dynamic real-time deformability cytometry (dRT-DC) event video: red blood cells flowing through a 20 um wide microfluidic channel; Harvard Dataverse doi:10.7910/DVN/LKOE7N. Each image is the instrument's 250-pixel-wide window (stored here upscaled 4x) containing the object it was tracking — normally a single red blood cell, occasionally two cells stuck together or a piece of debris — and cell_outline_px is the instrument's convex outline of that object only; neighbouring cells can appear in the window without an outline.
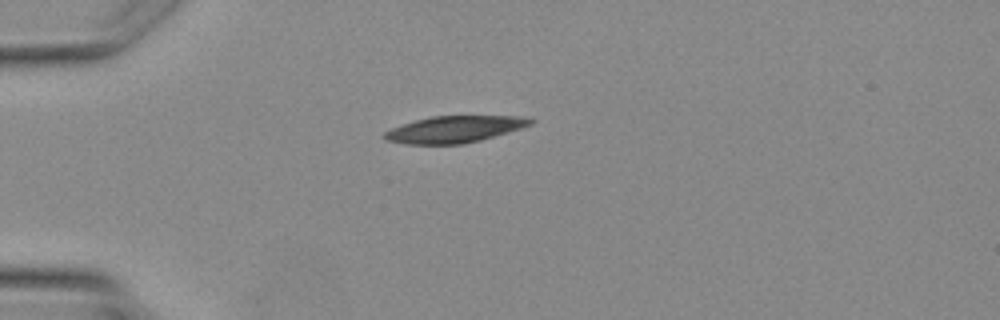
{"species": "Egyptian fruit bat (a non-hibernating species)", "species_latin": "Rousettus aegyptiacus", "temperature_condition": "warm", "stored_images_in_passage": 1, "camera_frame_rate_fps": 3000, "um_per_image_px": 0.085, "animal": {"sex": "female"}, "frame": {"image": 1, "passage_image": 1, "time_ms": 0.0, "image_size_px": [1000, 320], "cell_outline_px": [[536, 120], [532, 124], [508, 132], [480, 140], [464, 144], [408, 144], [384, 140], [380, 136], [384, 132], [392, 128], [416, 120], [432, 116], [524, 116]], "centroid_in_image_um": [38.62, 10.99], "position_along_channel_um": 46.4, "area_um2": 22.66}}